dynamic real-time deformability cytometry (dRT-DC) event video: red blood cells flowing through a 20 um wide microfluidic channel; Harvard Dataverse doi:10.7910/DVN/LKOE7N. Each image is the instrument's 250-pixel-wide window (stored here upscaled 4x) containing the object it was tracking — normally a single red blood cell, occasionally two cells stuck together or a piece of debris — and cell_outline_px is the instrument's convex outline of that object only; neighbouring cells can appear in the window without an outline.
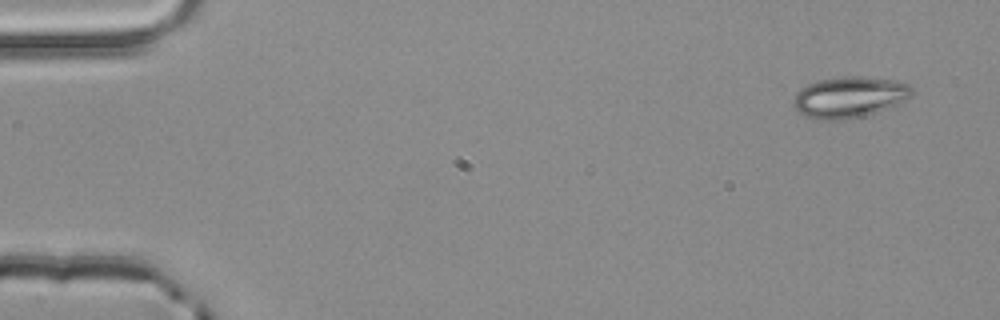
{"species": "common noctule bat (a hibernating species)", "species_latin": "Nyctalus noctula", "temperature_condition": "room temperature", "stored_images_in_passage": 3, "camera_frame_rate_fps": 3000, "um_per_image_px": 0.085, "animal": {"sex": "male", "body_mass_g": 20.4}, "frame": {"image": 1, "passage_image": 1, "time_ms": 0.0, "image_size_px": [1000, 320], "cell_outline_px": [[912, 96], [908, 100], [892, 108], [864, 116], [840, 120], [820, 120], [796, 112], [792, 104], [796, 92], [808, 84], [820, 80], [844, 76], [860, 76], [896, 80], [908, 84], [912, 88]], "centroid_in_image_um": [72.24, 8.27], "position_along_channel_um": 12.8, "area_um2": 28.78}}